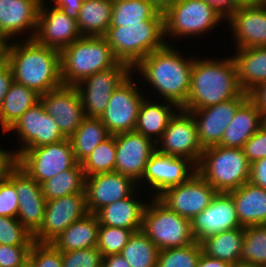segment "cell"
Masks as SVG:
<instances>
[{
    "label": "cell",
    "mask_w": 266,
    "mask_h": 267,
    "mask_svg": "<svg viewBox=\"0 0 266 267\" xmlns=\"http://www.w3.org/2000/svg\"><path fill=\"white\" fill-rule=\"evenodd\" d=\"M21 44L9 42L6 62L14 82L25 85L39 95L62 86L60 51L42 46L34 39Z\"/></svg>",
    "instance_id": "obj_1"
},
{
    "label": "cell",
    "mask_w": 266,
    "mask_h": 267,
    "mask_svg": "<svg viewBox=\"0 0 266 267\" xmlns=\"http://www.w3.org/2000/svg\"><path fill=\"white\" fill-rule=\"evenodd\" d=\"M166 43L162 48L148 54L134 68L151 84L167 103L173 102L182 108L190 92L193 61L184 58Z\"/></svg>",
    "instance_id": "obj_2"
},
{
    "label": "cell",
    "mask_w": 266,
    "mask_h": 267,
    "mask_svg": "<svg viewBox=\"0 0 266 267\" xmlns=\"http://www.w3.org/2000/svg\"><path fill=\"white\" fill-rule=\"evenodd\" d=\"M236 65L232 57L220 60L194 59L190 92L183 110H195L240 96Z\"/></svg>",
    "instance_id": "obj_3"
},
{
    "label": "cell",
    "mask_w": 266,
    "mask_h": 267,
    "mask_svg": "<svg viewBox=\"0 0 266 267\" xmlns=\"http://www.w3.org/2000/svg\"><path fill=\"white\" fill-rule=\"evenodd\" d=\"M119 62L104 36H82L60 52L62 84L76 86Z\"/></svg>",
    "instance_id": "obj_4"
},
{
    "label": "cell",
    "mask_w": 266,
    "mask_h": 267,
    "mask_svg": "<svg viewBox=\"0 0 266 267\" xmlns=\"http://www.w3.org/2000/svg\"><path fill=\"white\" fill-rule=\"evenodd\" d=\"M196 170L218 193H229L249 181L250 163L243 149L215 145L203 150Z\"/></svg>",
    "instance_id": "obj_5"
},
{
    "label": "cell",
    "mask_w": 266,
    "mask_h": 267,
    "mask_svg": "<svg viewBox=\"0 0 266 267\" xmlns=\"http://www.w3.org/2000/svg\"><path fill=\"white\" fill-rule=\"evenodd\" d=\"M104 37L114 56L132 68L148 54L166 44L164 21H143L127 27L110 26Z\"/></svg>",
    "instance_id": "obj_6"
},
{
    "label": "cell",
    "mask_w": 266,
    "mask_h": 267,
    "mask_svg": "<svg viewBox=\"0 0 266 267\" xmlns=\"http://www.w3.org/2000/svg\"><path fill=\"white\" fill-rule=\"evenodd\" d=\"M151 201L143 213L142 231L160 251L187 246L195 241L189 219L172 211L157 197Z\"/></svg>",
    "instance_id": "obj_7"
},
{
    "label": "cell",
    "mask_w": 266,
    "mask_h": 267,
    "mask_svg": "<svg viewBox=\"0 0 266 267\" xmlns=\"http://www.w3.org/2000/svg\"><path fill=\"white\" fill-rule=\"evenodd\" d=\"M163 14L164 37L172 38L202 35L224 19L204 0H179Z\"/></svg>",
    "instance_id": "obj_8"
},
{
    "label": "cell",
    "mask_w": 266,
    "mask_h": 267,
    "mask_svg": "<svg viewBox=\"0 0 266 267\" xmlns=\"http://www.w3.org/2000/svg\"><path fill=\"white\" fill-rule=\"evenodd\" d=\"M15 158L16 164L40 185L77 163L69 138L49 145L26 148Z\"/></svg>",
    "instance_id": "obj_9"
},
{
    "label": "cell",
    "mask_w": 266,
    "mask_h": 267,
    "mask_svg": "<svg viewBox=\"0 0 266 267\" xmlns=\"http://www.w3.org/2000/svg\"><path fill=\"white\" fill-rule=\"evenodd\" d=\"M129 64L119 62L116 66L96 72L75 87L79 91L82 107L87 118H100L107 108L111 94L132 74Z\"/></svg>",
    "instance_id": "obj_10"
},
{
    "label": "cell",
    "mask_w": 266,
    "mask_h": 267,
    "mask_svg": "<svg viewBox=\"0 0 266 267\" xmlns=\"http://www.w3.org/2000/svg\"><path fill=\"white\" fill-rule=\"evenodd\" d=\"M156 145H159L156 146L158 152L171 156L186 157L196 166L200 162L204 150L198 139L193 116L181 108L170 119L166 130L156 142Z\"/></svg>",
    "instance_id": "obj_11"
},
{
    "label": "cell",
    "mask_w": 266,
    "mask_h": 267,
    "mask_svg": "<svg viewBox=\"0 0 266 267\" xmlns=\"http://www.w3.org/2000/svg\"><path fill=\"white\" fill-rule=\"evenodd\" d=\"M218 192L196 171L186 182L171 187L157 198L190 221L201 213Z\"/></svg>",
    "instance_id": "obj_12"
},
{
    "label": "cell",
    "mask_w": 266,
    "mask_h": 267,
    "mask_svg": "<svg viewBox=\"0 0 266 267\" xmlns=\"http://www.w3.org/2000/svg\"><path fill=\"white\" fill-rule=\"evenodd\" d=\"M88 213L85 191L47 200L43 222L33 239L39 243H51L70 224Z\"/></svg>",
    "instance_id": "obj_13"
},
{
    "label": "cell",
    "mask_w": 266,
    "mask_h": 267,
    "mask_svg": "<svg viewBox=\"0 0 266 267\" xmlns=\"http://www.w3.org/2000/svg\"><path fill=\"white\" fill-rule=\"evenodd\" d=\"M132 75L111 94L107 108L99 118L111 134L133 132L142 97Z\"/></svg>",
    "instance_id": "obj_14"
},
{
    "label": "cell",
    "mask_w": 266,
    "mask_h": 267,
    "mask_svg": "<svg viewBox=\"0 0 266 267\" xmlns=\"http://www.w3.org/2000/svg\"><path fill=\"white\" fill-rule=\"evenodd\" d=\"M14 186L18 197L17 219L34 234L41 226L46 210V199L41 185L16 163L5 176Z\"/></svg>",
    "instance_id": "obj_15"
},
{
    "label": "cell",
    "mask_w": 266,
    "mask_h": 267,
    "mask_svg": "<svg viewBox=\"0 0 266 267\" xmlns=\"http://www.w3.org/2000/svg\"><path fill=\"white\" fill-rule=\"evenodd\" d=\"M17 132L23 146L12 152L16 157L26 148H35L66 139L61 133L55 119L45 112L41 102L29 108L19 120L7 131Z\"/></svg>",
    "instance_id": "obj_16"
},
{
    "label": "cell",
    "mask_w": 266,
    "mask_h": 267,
    "mask_svg": "<svg viewBox=\"0 0 266 267\" xmlns=\"http://www.w3.org/2000/svg\"><path fill=\"white\" fill-rule=\"evenodd\" d=\"M116 140V162L114 171L140 181L150 156L156 151L154 140L133 132L114 134Z\"/></svg>",
    "instance_id": "obj_17"
},
{
    "label": "cell",
    "mask_w": 266,
    "mask_h": 267,
    "mask_svg": "<svg viewBox=\"0 0 266 267\" xmlns=\"http://www.w3.org/2000/svg\"><path fill=\"white\" fill-rule=\"evenodd\" d=\"M248 98V93L211 105L205 108L188 111L194 118L198 139L203 149L218 145L224 131L233 119L238 107Z\"/></svg>",
    "instance_id": "obj_18"
},
{
    "label": "cell",
    "mask_w": 266,
    "mask_h": 267,
    "mask_svg": "<svg viewBox=\"0 0 266 267\" xmlns=\"http://www.w3.org/2000/svg\"><path fill=\"white\" fill-rule=\"evenodd\" d=\"M45 112L51 115L61 133L70 138L86 118L79 91L75 86L62 85L40 95Z\"/></svg>",
    "instance_id": "obj_19"
},
{
    "label": "cell",
    "mask_w": 266,
    "mask_h": 267,
    "mask_svg": "<svg viewBox=\"0 0 266 267\" xmlns=\"http://www.w3.org/2000/svg\"><path fill=\"white\" fill-rule=\"evenodd\" d=\"M196 171V165L188 158L166 155L156 150L150 156L141 180L147 181L148 186L157 191L153 197H158L166 189L186 182Z\"/></svg>",
    "instance_id": "obj_20"
},
{
    "label": "cell",
    "mask_w": 266,
    "mask_h": 267,
    "mask_svg": "<svg viewBox=\"0 0 266 267\" xmlns=\"http://www.w3.org/2000/svg\"><path fill=\"white\" fill-rule=\"evenodd\" d=\"M40 3L37 30L34 40L42 45L62 51L75 40L82 37L77 20L70 18L62 10L52 6V10Z\"/></svg>",
    "instance_id": "obj_21"
},
{
    "label": "cell",
    "mask_w": 266,
    "mask_h": 267,
    "mask_svg": "<svg viewBox=\"0 0 266 267\" xmlns=\"http://www.w3.org/2000/svg\"><path fill=\"white\" fill-rule=\"evenodd\" d=\"M236 228H241V224L229 193H217L212 202L191 220L192 235L198 243L216 233Z\"/></svg>",
    "instance_id": "obj_22"
},
{
    "label": "cell",
    "mask_w": 266,
    "mask_h": 267,
    "mask_svg": "<svg viewBox=\"0 0 266 267\" xmlns=\"http://www.w3.org/2000/svg\"><path fill=\"white\" fill-rule=\"evenodd\" d=\"M139 185L132 178L118 172H108L85 177L86 205L89 213L131 196Z\"/></svg>",
    "instance_id": "obj_23"
},
{
    "label": "cell",
    "mask_w": 266,
    "mask_h": 267,
    "mask_svg": "<svg viewBox=\"0 0 266 267\" xmlns=\"http://www.w3.org/2000/svg\"><path fill=\"white\" fill-rule=\"evenodd\" d=\"M226 20L234 32L236 49L266 47V5L237 7Z\"/></svg>",
    "instance_id": "obj_24"
},
{
    "label": "cell",
    "mask_w": 266,
    "mask_h": 267,
    "mask_svg": "<svg viewBox=\"0 0 266 267\" xmlns=\"http://www.w3.org/2000/svg\"><path fill=\"white\" fill-rule=\"evenodd\" d=\"M40 3L39 0H0V35L11 40L30 29L28 40L34 39Z\"/></svg>",
    "instance_id": "obj_25"
},
{
    "label": "cell",
    "mask_w": 266,
    "mask_h": 267,
    "mask_svg": "<svg viewBox=\"0 0 266 267\" xmlns=\"http://www.w3.org/2000/svg\"><path fill=\"white\" fill-rule=\"evenodd\" d=\"M229 194L241 227L266 225V190L249 181Z\"/></svg>",
    "instance_id": "obj_26"
},
{
    "label": "cell",
    "mask_w": 266,
    "mask_h": 267,
    "mask_svg": "<svg viewBox=\"0 0 266 267\" xmlns=\"http://www.w3.org/2000/svg\"><path fill=\"white\" fill-rule=\"evenodd\" d=\"M262 127V114L247 98L237 109L233 119L224 131L223 147L243 148L248 139Z\"/></svg>",
    "instance_id": "obj_27"
},
{
    "label": "cell",
    "mask_w": 266,
    "mask_h": 267,
    "mask_svg": "<svg viewBox=\"0 0 266 267\" xmlns=\"http://www.w3.org/2000/svg\"><path fill=\"white\" fill-rule=\"evenodd\" d=\"M134 193L101 208L96 216L100 225L118 227L134 232L142 230L143 213L147 203L135 200Z\"/></svg>",
    "instance_id": "obj_28"
},
{
    "label": "cell",
    "mask_w": 266,
    "mask_h": 267,
    "mask_svg": "<svg viewBox=\"0 0 266 267\" xmlns=\"http://www.w3.org/2000/svg\"><path fill=\"white\" fill-rule=\"evenodd\" d=\"M99 225L96 214L88 213L70 224L51 243L61 252L97 247Z\"/></svg>",
    "instance_id": "obj_29"
},
{
    "label": "cell",
    "mask_w": 266,
    "mask_h": 267,
    "mask_svg": "<svg viewBox=\"0 0 266 267\" xmlns=\"http://www.w3.org/2000/svg\"><path fill=\"white\" fill-rule=\"evenodd\" d=\"M232 58L244 92L266 81V47L239 48Z\"/></svg>",
    "instance_id": "obj_30"
},
{
    "label": "cell",
    "mask_w": 266,
    "mask_h": 267,
    "mask_svg": "<svg viewBox=\"0 0 266 267\" xmlns=\"http://www.w3.org/2000/svg\"><path fill=\"white\" fill-rule=\"evenodd\" d=\"M143 100L137 117L135 132L142 134L156 143L166 130L170 119L180 109L175 103L169 104L151 103ZM174 107L176 110L172 109ZM154 135V136H153Z\"/></svg>",
    "instance_id": "obj_31"
},
{
    "label": "cell",
    "mask_w": 266,
    "mask_h": 267,
    "mask_svg": "<svg viewBox=\"0 0 266 267\" xmlns=\"http://www.w3.org/2000/svg\"><path fill=\"white\" fill-rule=\"evenodd\" d=\"M40 102V95L25 85L13 81L0 108V124L7 132L31 107Z\"/></svg>",
    "instance_id": "obj_32"
},
{
    "label": "cell",
    "mask_w": 266,
    "mask_h": 267,
    "mask_svg": "<svg viewBox=\"0 0 266 267\" xmlns=\"http://www.w3.org/2000/svg\"><path fill=\"white\" fill-rule=\"evenodd\" d=\"M113 0H83L77 26L82 36H104L111 25Z\"/></svg>",
    "instance_id": "obj_33"
},
{
    "label": "cell",
    "mask_w": 266,
    "mask_h": 267,
    "mask_svg": "<svg viewBox=\"0 0 266 267\" xmlns=\"http://www.w3.org/2000/svg\"><path fill=\"white\" fill-rule=\"evenodd\" d=\"M243 240L244 227H241L209 236L201 242V246L208 257L234 265L240 262Z\"/></svg>",
    "instance_id": "obj_34"
},
{
    "label": "cell",
    "mask_w": 266,
    "mask_h": 267,
    "mask_svg": "<svg viewBox=\"0 0 266 267\" xmlns=\"http://www.w3.org/2000/svg\"><path fill=\"white\" fill-rule=\"evenodd\" d=\"M143 21H164V14L150 0H113L110 26L127 27Z\"/></svg>",
    "instance_id": "obj_35"
},
{
    "label": "cell",
    "mask_w": 266,
    "mask_h": 267,
    "mask_svg": "<svg viewBox=\"0 0 266 267\" xmlns=\"http://www.w3.org/2000/svg\"><path fill=\"white\" fill-rule=\"evenodd\" d=\"M111 134L99 118H85L69 138L77 163H82Z\"/></svg>",
    "instance_id": "obj_36"
},
{
    "label": "cell",
    "mask_w": 266,
    "mask_h": 267,
    "mask_svg": "<svg viewBox=\"0 0 266 267\" xmlns=\"http://www.w3.org/2000/svg\"><path fill=\"white\" fill-rule=\"evenodd\" d=\"M42 194L46 200H54L70 194L83 193L85 175L80 163L71 169L62 171L41 184Z\"/></svg>",
    "instance_id": "obj_37"
},
{
    "label": "cell",
    "mask_w": 266,
    "mask_h": 267,
    "mask_svg": "<svg viewBox=\"0 0 266 267\" xmlns=\"http://www.w3.org/2000/svg\"><path fill=\"white\" fill-rule=\"evenodd\" d=\"M160 250L142 231L133 232L120 255L131 267H157Z\"/></svg>",
    "instance_id": "obj_38"
},
{
    "label": "cell",
    "mask_w": 266,
    "mask_h": 267,
    "mask_svg": "<svg viewBox=\"0 0 266 267\" xmlns=\"http://www.w3.org/2000/svg\"><path fill=\"white\" fill-rule=\"evenodd\" d=\"M240 262L266 267V225L244 228Z\"/></svg>",
    "instance_id": "obj_39"
},
{
    "label": "cell",
    "mask_w": 266,
    "mask_h": 267,
    "mask_svg": "<svg viewBox=\"0 0 266 267\" xmlns=\"http://www.w3.org/2000/svg\"><path fill=\"white\" fill-rule=\"evenodd\" d=\"M116 162V140L110 135L102 141L81 163L85 177L114 172Z\"/></svg>",
    "instance_id": "obj_40"
},
{
    "label": "cell",
    "mask_w": 266,
    "mask_h": 267,
    "mask_svg": "<svg viewBox=\"0 0 266 267\" xmlns=\"http://www.w3.org/2000/svg\"><path fill=\"white\" fill-rule=\"evenodd\" d=\"M203 252L201 243H193L176 248L161 250L158 256L157 267H196Z\"/></svg>",
    "instance_id": "obj_41"
},
{
    "label": "cell",
    "mask_w": 266,
    "mask_h": 267,
    "mask_svg": "<svg viewBox=\"0 0 266 267\" xmlns=\"http://www.w3.org/2000/svg\"><path fill=\"white\" fill-rule=\"evenodd\" d=\"M133 232V230L99 225L97 248L103 257L120 254Z\"/></svg>",
    "instance_id": "obj_42"
},
{
    "label": "cell",
    "mask_w": 266,
    "mask_h": 267,
    "mask_svg": "<svg viewBox=\"0 0 266 267\" xmlns=\"http://www.w3.org/2000/svg\"><path fill=\"white\" fill-rule=\"evenodd\" d=\"M31 234L15 217L0 216V244L33 245Z\"/></svg>",
    "instance_id": "obj_43"
},
{
    "label": "cell",
    "mask_w": 266,
    "mask_h": 267,
    "mask_svg": "<svg viewBox=\"0 0 266 267\" xmlns=\"http://www.w3.org/2000/svg\"><path fill=\"white\" fill-rule=\"evenodd\" d=\"M103 255L97 248L62 252V267H102Z\"/></svg>",
    "instance_id": "obj_44"
},
{
    "label": "cell",
    "mask_w": 266,
    "mask_h": 267,
    "mask_svg": "<svg viewBox=\"0 0 266 267\" xmlns=\"http://www.w3.org/2000/svg\"><path fill=\"white\" fill-rule=\"evenodd\" d=\"M29 257L35 262L36 267H62V252L52 243L34 241Z\"/></svg>",
    "instance_id": "obj_45"
},
{
    "label": "cell",
    "mask_w": 266,
    "mask_h": 267,
    "mask_svg": "<svg viewBox=\"0 0 266 267\" xmlns=\"http://www.w3.org/2000/svg\"><path fill=\"white\" fill-rule=\"evenodd\" d=\"M18 197L15 186L6 178L0 179V216L17 218Z\"/></svg>",
    "instance_id": "obj_46"
},
{
    "label": "cell",
    "mask_w": 266,
    "mask_h": 267,
    "mask_svg": "<svg viewBox=\"0 0 266 267\" xmlns=\"http://www.w3.org/2000/svg\"><path fill=\"white\" fill-rule=\"evenodd\" d=\"M31 246L0 244V267H19L29 256Z\"/></svg>",
    "instance_id": "obj_47"
},
{
    "label": "cell",
    "mask_w": 266,
    "mask_h": 267,
    "mask_svg": "<svg viewBox=\"0 0 266 267\" xmlns=\"http://www.w3.org/2000/svg\"><path fill=\"white\" fill-rule=\"evenodd\" d=\"M243 151L251 164L266 157V129L261 127L243 146Z\"/></svg>",
    "instance_id": "obj_48"
},
{
    "label": "cell",
    "mask_w": 266,
    "mask_h": 267,
    "mask_svg": "<svg viewBox=\"0 0 266 267\" xmlns=\"http://www.w3.org/2000/svg\"><path fill=\"white\" fill-rule=\"evenodd\" d=\"M249 182L266 190V157L250 164Z\"/></svg>",
    "instance_id": "obj_49"
},
{
    "label": "cell",
    "mask_w": 266,
    "mask_h": 267,
    "mask_svg": "<svg viewBox=\"0 0 266 267\" xmlns=\"http://www.w3.org/2000/svg\"><path fill=\"white\" fill-rule=\"evenodd\" d=\"M248 98L254 103L255 107L261 112H266V81L258 84L248 92Z\"/></svg>",
    "instance_id": "obj_50"
},
{
    "label": "cell",
    "mask_w": 266,
    "mask_h": 267,
    "mask_svg": "<svg viewBox=\"0 0 266 267\" xmlns=\"http://www.w3.org/2000/svg\"><path fill=\"white\" fill-rule=\"evenodd\" d=\"M53 5L62 10L70 18L77 20L79 10L82 7L83 0H50Z\"/></svg>",
    "instance_id": "obj_51"
},
{
    "label": "cell",
    "mask_w": 266,
    "mask_h": 267,
    "mask_svg": "<svg viewBox=\"0 0 266 267\" xmlns=\"http://www.w3.org/2000/svg\"><path fill=\"white\" fill-rule=\"evenodd\" d=\"M13 74L10 65L5 62L0 65V108L9 87L13 83Z\"/></svg>",
    "instance_id": "obj_52"
},
{
    "label": "cell",
    "mask_w": 266,
    "mask_h": 267,
    "mask_svg": "<svg viewBox=\"0 0 266 267\" xmlns=\"http://www.w3.org/2000/svg\"><path fill=\"white\" fill-rule=\"evenodd\" d=\"M213 7L223 18L227 19L237 8L232 0H204Z\"/></svg>",
    "instance_id": "obj_53"
},
{
    "label": "cell",
    "mask_w": 266,
    "mask_h": 267,
    "mask_svg": "<svg viewBox=\"0 0 266 267\" xmlns=\"http://www.w3.org/2000/svg\"><path fill=\"white\" fill-rule=\"evenodd\" d=\"M16 163L12 151L0 149V179L6 176L7 171Z\"/></svg>",
    "instance_id": "obj_54"
},
{
    "label": "cell",
    "mask_w": 266,
    "mask_h": 267,
    "mask_svg": "<svg viewBox=\"0 0 266 267\" xmlns=\"http://www.w3.org/2000/svg\"><path fill=\"white\" fill-rule=\"evenodd\" d=\"M231 266H232L231 264L225 261L208 257L203 252L201 253L196 265V267H231Z\"/></svg>",
    "instance_id": "obj_55"
},
{
    "label": "cell",
    "mask_w": 266,
    "mask_h": 267,
    "mask_svg": "<svg viewBox=\"0 0 266 267\" xmlns=\"http://www.w3.org/2000/svg\"><path fill=\"white\" fill-rule=\"evenodd\" d=\"M102 267H131L120 254H111L103 257Z\"/></svg>",
    "instance_id": "obj_56"
},
{
    "label": "cell",
    "mask_w": 266,
    "mask_h": 267,
    "mask_svg": "<svg viewBox=\"0 0 266 267\" xmlns=\"http://www.w3.org/2000/svg\"><path fill=\"white\" fill-rule=\"evenodd\" d=\"M152 4L162 13L179 0H150Z\"/></svg>",
    "instance_id": "obj_57"
},
{
    "label": "cell",
    "mask_w": 266,
    "mask_h": 267,
    "mask_svg": "<svg viewBox=\"0 0 266 267\" xmlns=\"http://www.w3.org/2000/svg\"><path fill=\"white\" fill-rule=\"evenodd\" d=\"M7 39L0 35V65L6 62L7 59V48L9 45V41L7 43Z\"/></svg>",
    "instance_id": "obj_58"
},
{
    "label": "cell",
    "mask_w": 266,
    "mask_h": 267,
    "mask_svg": "<svg viewBox=\"0 0 266 267\" xmlns=\"http://www.w3.org/2000/svg\"><path fill=\"white\" fill-rule=\"evenodd\" d=\"M236 7L254 6L260 4V0H232Z\"/></svg>",
    "instance_id": "obj_59"
},
{
    "label": "cell",
    "mask_w": 266,
    "mask_h": 267,
    "mask_svg": "<svg viewBox=\"0 0 266 267\" xmlns=\"http://www.w3.org/2000/svg\"><path fill=\"white\" fill-rule=\"evenodd\" d=\"M19 267H36L35 262L28 256Z\"/></svg>",
    "instance_id": "obj_60"
},
{
    "label": "cell",
    "mask_w": 266,
    "mask_h": 267,
    "mask_svg": "<svg viewBox=\"0 0 266 267\" xmlns=\"http://www.w3.org/2000/svg\"><path fill=\"white\" fill-rule=\"evenodd\" d=\"M231 267H259V266H254L252 264H246V263L239 262L238 264H234Z\"/></svg>",
    "instance_id": "obj_61"
},
{
    "label": "cell",
    "mask_w": 266,
    "mask_h": 267,
    "mask_svg": "<svg viewBox=\"0 0 266 267\" xmlns=\"http://www.w3.org/2000/svg\"><path fill=\"white\" fill-rule=\"evenodd\" d=\"M262 127L266 129V112L262 114Z\"/></svg>",
    "instance_id": "obj_62"
},
{
    "label": "cell",
    "mask_w": 266,
    "mask_h": 267,
    "mask_svg": "<svg viewBox=\"0 0 266 267\" xmlns=\"http://www.w3.org/2000/svg\"><path fill=\"white\" fill-rule=\"evenodd\" d=\"M260 3L266 5V0H260Z\"/></svg>",
    "instance_id": "obj_63"
}]
</instances>
